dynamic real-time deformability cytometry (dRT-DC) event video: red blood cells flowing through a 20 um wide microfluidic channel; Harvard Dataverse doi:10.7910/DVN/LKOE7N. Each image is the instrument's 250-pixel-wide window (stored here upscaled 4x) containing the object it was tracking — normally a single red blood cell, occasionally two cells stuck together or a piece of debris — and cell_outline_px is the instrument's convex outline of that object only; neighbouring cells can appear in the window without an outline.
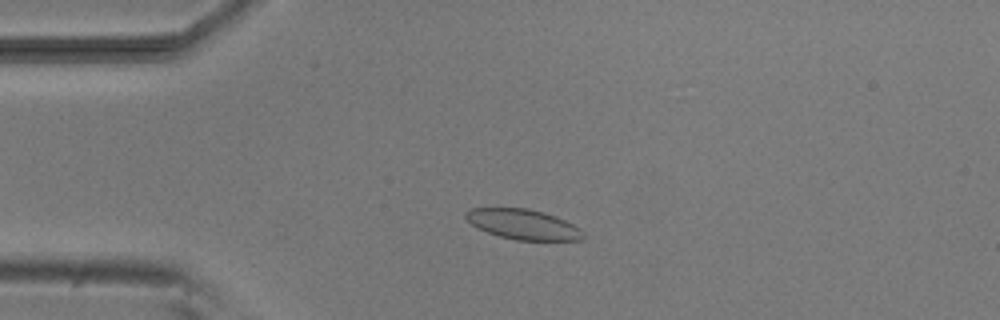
{"species": "common noctule bat (a hibernating species)", "species_latin": "Nyctalus noctula", "temperature_condition": "room temperature", "stored_images_in_passage": 10, "camera_frame_rate_fps": 3000, "um_per_image_px": 0.085, "animal": {"sex": "male", "body_mass_g": 20.5, "forearm_length_mm": 52.5}, "frame": {"image": 1, "passage_image": 1, "time_ms": 0.0, "image_size_px": [1000, 320], "cell_outline_px": [[584, 240], [516, 240], [500, 236], [488, 232], [472, 224], [464, 216], [464, 212], [472, 208], [528, 208], [544, 212], [556, 216], [580, 228], [584, 232]], "centroid_in_image_um": [44.49, 19.06], "position_along_channel_um": 40.5, "area_um2": 20.52}}
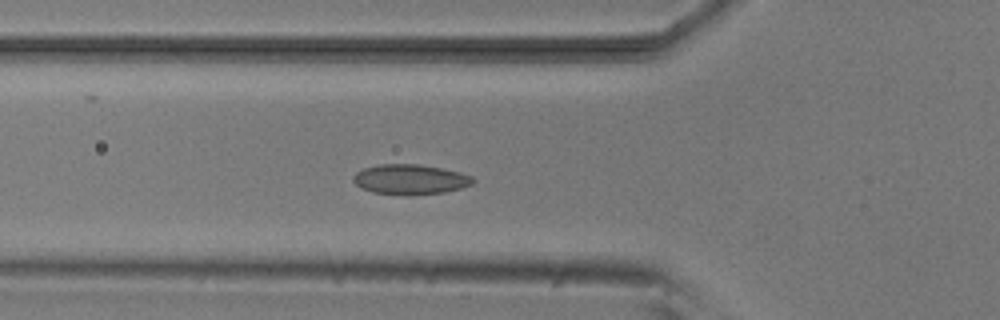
{"frame": {"image": 2, "passage_image": 7, "time_ms": 2.0, "image_size_px": [1000, 320], "cell_outline_px": [[476, 180], [472, 184], [460, 188], [444, 192], [412, 196], [404, 196], [372, 192], [360, 188], [352, 180], [352, 176], [356, 172], [364, 168], [380, 164], [416, 164], [440, 168], [460, 172], [472, 176]], "centroid_in_image_um": [34.84, 15.27], "position_along_channel_um": 91.0, "area_um2": 21.21}}
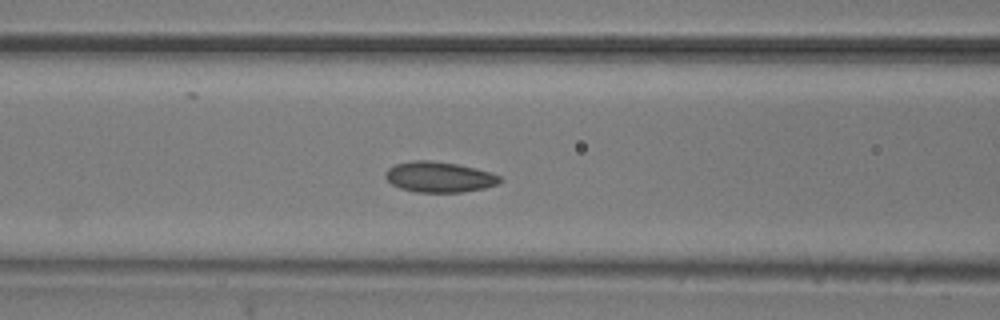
{"frame": {"image": 3, "passage_image": 10, "time_ms": 3.0, "image_size_px": [1000, 320], "cell_outline_px": [[504, 180], [496, 184], [484, 188], [460, 192], [416, 192], [400, 188], [392, 184], [384, 176], [384, 172], [388, 168], [396, 164], [416, 160], [428, 160], [456, 164], [476, 168], [492, 172], [500, 176]], "centroid_in_image_um": [37.34, 15.04], "position_along_channel_um": 129.3, "area_um2": 20.35}}